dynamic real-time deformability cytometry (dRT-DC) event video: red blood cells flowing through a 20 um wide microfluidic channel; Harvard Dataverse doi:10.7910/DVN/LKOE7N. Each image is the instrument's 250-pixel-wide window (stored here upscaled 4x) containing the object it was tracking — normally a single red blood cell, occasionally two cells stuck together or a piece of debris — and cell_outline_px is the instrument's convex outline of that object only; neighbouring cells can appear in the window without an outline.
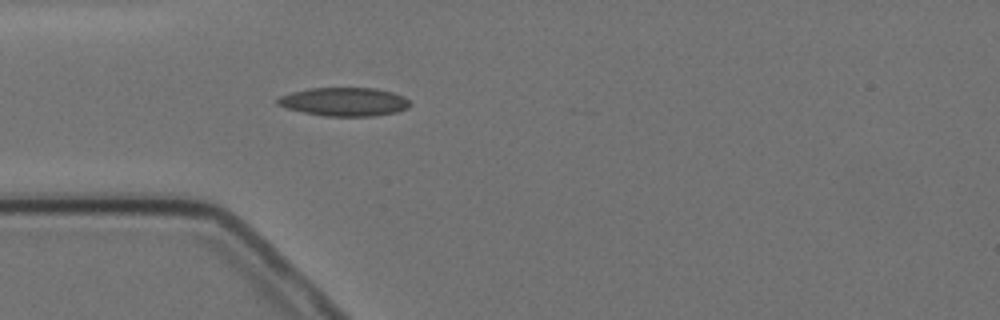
{"species": "Egyptian fruit bat (a non-hibernating species)", "species_latin": "Rousettus aegyptiacus", "temperature_condition": "cold", "stored_images_in_passage": 2, "camera_frame_rate_fps": 3000, "um_per_image_px": 0.085, "animal": {"sex": "female"}, "frame": {"image": 1, "passage_image": 2, "time_ms": 1.333, "image_size_px": [1000, 320], "cell_outline_px": [[412, 104], [408, 108], [396, 112], [372, 116], [324, 116], [284, 108], [276, 104], [276, 100], [280, 96], [292, 92], [308, 88], [376, 88], [392, 92], [404, 96]], "centroid_in_image_um": [29.25, 8.65], "position_along_channel_um": 55.7, "area_um2": 22.14}}